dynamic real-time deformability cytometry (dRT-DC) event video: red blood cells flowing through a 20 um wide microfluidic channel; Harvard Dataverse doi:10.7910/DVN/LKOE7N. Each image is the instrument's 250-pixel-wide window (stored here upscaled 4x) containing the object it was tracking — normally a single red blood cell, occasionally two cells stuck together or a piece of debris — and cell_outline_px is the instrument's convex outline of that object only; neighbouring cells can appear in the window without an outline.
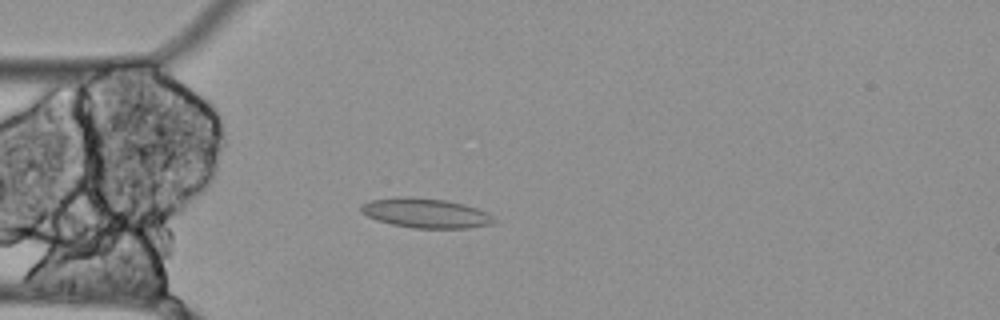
{"species": "Egyptian fruit bat (a non-hibernating species)", "species_latin": "Rousettus aegyptiacus", "temperature_condition": "cold", "stored_images_in_passage": 55, "segment_of_instrument_passage": [1, 3], "camera_frame_rate_fps": 3000, "um_per_image_px": 0.085, "animal": {"sex": "female"}, "frame": {"image": 1, "passage_image": 14, "time_ms": 4.333, "image_size_px": [1000, 320], "cell_outline_px": [[496, 224], [468, 228], [412, 228], [392, 224], [376, 220], [360, 212], [360, 208], [364, 204], [372, 200], [404, 196], [408, 196], [444, 200], [464, 204], [488, 212], [496, 220]], "centroid_in_image_um": [36.23, 18.12], "position_along_channel_um": 48.8, "area_um2": 22.95}}